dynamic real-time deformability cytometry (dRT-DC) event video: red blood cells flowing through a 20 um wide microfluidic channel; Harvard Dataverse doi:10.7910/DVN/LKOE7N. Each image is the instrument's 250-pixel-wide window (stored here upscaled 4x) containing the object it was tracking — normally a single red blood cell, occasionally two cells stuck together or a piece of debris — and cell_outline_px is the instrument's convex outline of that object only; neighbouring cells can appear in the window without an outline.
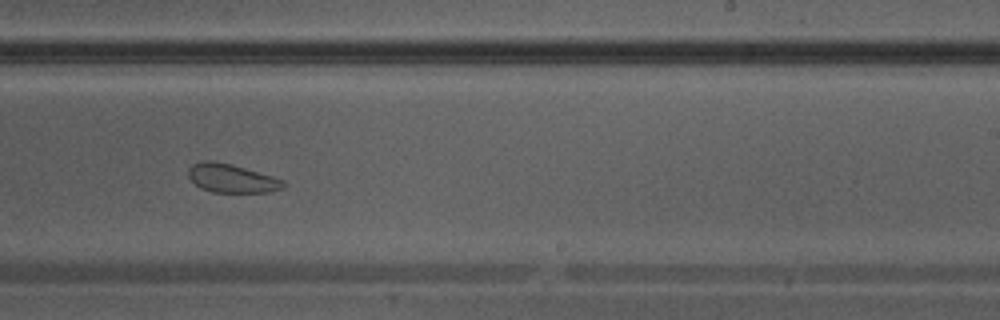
{"species": "Egyptian fruit bat (a non-hibernating species)", "species_latin": "Rousettus aegyptiacus", "temperature_condition": "warm", "stored_images_in_passage": 36, "camera_frame_rate_fps": 3000, "um_per_image_px": 0.085, "animal": {"sex": "male"}, "frame": {"image": 1, "passage_image": 21, "time_ms": 6.667, "image_size_px": [1000, 320], "cell_outline_px": [[288, 184], [280, 188], [268, 192], [212, 192], [200, 188], [188, 176], [188, 168], [192, 164], [200, 160], [212, 160], [244, 168], [272, 176], [284, 180]], "centroid_in_image_um": [19.66, 15.15], "position_along_channel_um": 269.3, "area_um2": 15.72}}